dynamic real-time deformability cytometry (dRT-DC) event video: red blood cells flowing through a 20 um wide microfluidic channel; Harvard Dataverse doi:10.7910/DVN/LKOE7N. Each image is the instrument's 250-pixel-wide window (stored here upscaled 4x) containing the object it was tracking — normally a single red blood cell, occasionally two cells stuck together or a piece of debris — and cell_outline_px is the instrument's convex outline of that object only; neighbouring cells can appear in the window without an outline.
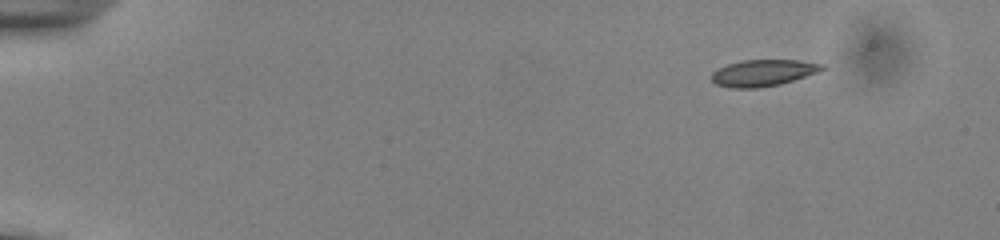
{"species": "common noctule bat (a hibernating species)", "species_latin": "Nyctalus noctula", "temperature_condition": "cold", "stored_images_in_passage": 49, "camera_frame_rate_fps": 3000, "um_per_image_px": 0.085, "animal": {"sex": "male", "body_mass_g": 13.0, "forearm_length_mm": 53.1}, "frame": {"image": 1, "passage_image": 1, "time_ms": 0.0, "image_size_px": [1000, 240], "cell_outline_px": [[828, 68], [780, 84], [760, 88], [732, 88], [716, 84], [712, 80], [712, 72], [716, 68], [740, 60], [800, 60], [824, 64]], "centroid_in_image_um": [64.85, 6.18], "position_along_channel_um": 20.2, "area_um2": 17.11}}
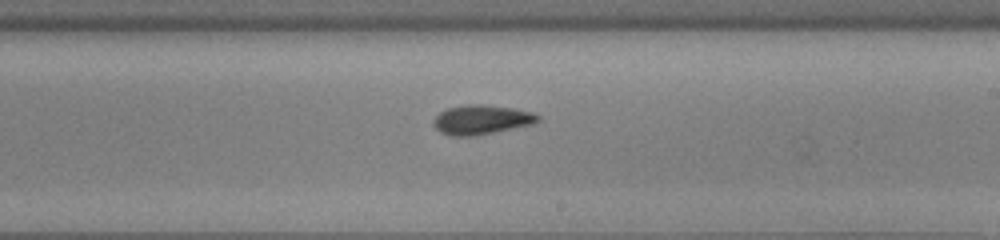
{"frame": {"image": 2, "passage_image": 28, "time_ms": 9.0, "image_size_px": [1000, 240], "cell_outline_px": [[540, 120], [532, 124], [472, 136], [452, 136], [440, 132], [432, 124], [432, 120], [440, 112], [448, 108], [468, 104], [484, 104], [516, 108], [532, 112], [540, 116]], "centroid_in_image_um": [40.91, 10.16], "position_along_channel_um": 248.1, "area_um2": 17.86}}
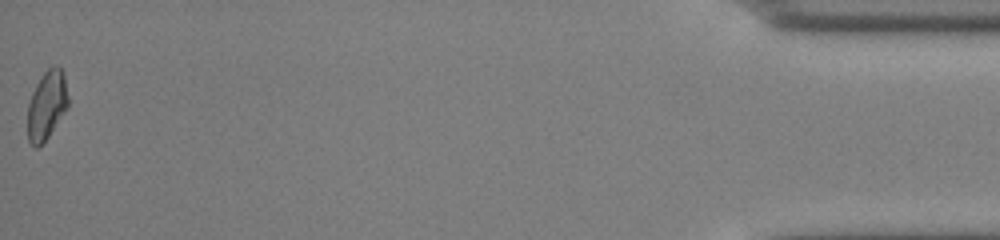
{"frame": {"image": 3, "passage_image": 49, "time_ms": 16.0, "image_size_px": [1000, 240], "cell_outline_px": [[68, 108], [48, 136], [36, 148], [28, 140], [28, 104], [32, 92], [36, 84], [44, 72], [52, 64], [56, 64], [60, 68], [64, 76], [68, 96]], "centroid_in_image_um": [3.98, 8.9], "position_along_channel_um": 431.2, "area_um2": 16.13}, "authors_computed_cell_mechanics": {"area_um2": 17.1088, "velocity_mm_per_s": 3.8578, "shape_relaxation_time_tau1_ms": 2.8843, "shape_relaxation_time_tau2_ms": 3.6288, "deformation_change_tau1": 0.0895, "deformation_change_tau2": 0.0911}}